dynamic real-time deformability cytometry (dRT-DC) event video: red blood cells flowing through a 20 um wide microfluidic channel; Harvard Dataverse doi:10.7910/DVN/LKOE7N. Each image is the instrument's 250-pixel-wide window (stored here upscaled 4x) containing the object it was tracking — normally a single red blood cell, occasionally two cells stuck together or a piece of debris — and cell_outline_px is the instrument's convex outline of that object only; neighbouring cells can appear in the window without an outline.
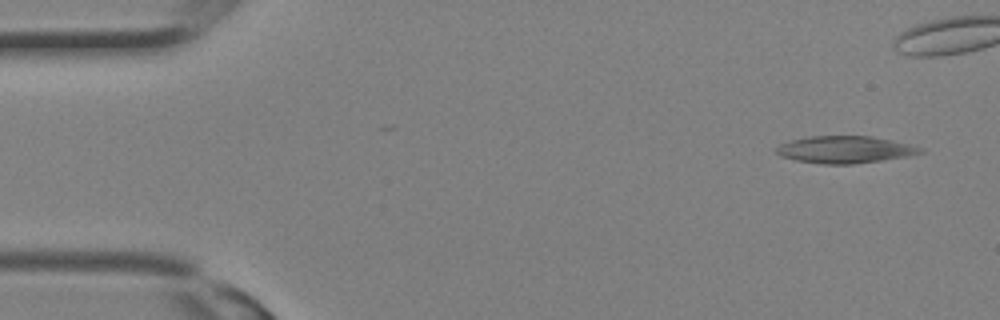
{"species": "Egyptian fruit bat (a non-hibernating species)", "species_latin": "Rousettus aegyptiacus", "temperature_condition": "room temperature", "stored_images_in_passage": 15, "camera_frame_rate_fps": 3000, "um_per_image_px": 0.085, "animal": {"sex": "female"}, "frame": {"image": 1, "passage_image": 1, "time_ms": 0.0, "image_size_px": [1000, 320], "cell_outline_px": [[924, 152], [908, 156], [852, 164], [820, 164], [796, 160], [780, 156], [776, 152], [776, 148], [780, 144], [792, 140], [808, 136], [872, 136], [892, 140], [924, 148]], "centroid_in_image_um": [71.82, 12.71], "position_along_channel_um": 13.2, "area_um2": 22.66}}
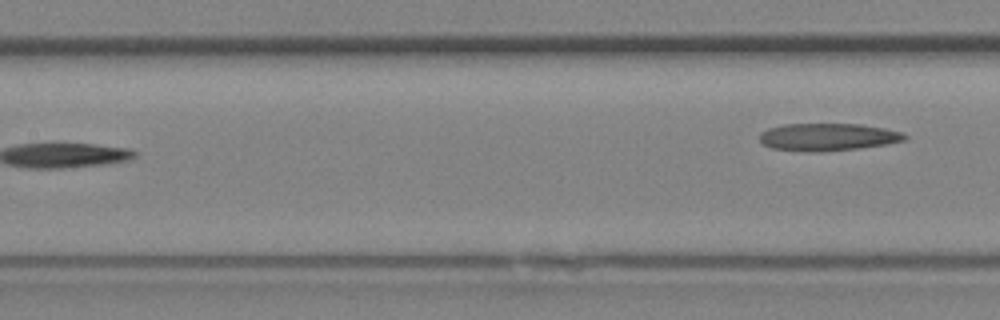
{"frame": {"image": 2, "passage_image": 15, "time_ms": 4.667, "image_size_px": [1000, 320], "cell_outline_px": [[908, 136], [904, 140], [888, 144], [860, 148], [820, 152], [804, 152], [772, 148], [764, 144], [760, 140], [760, 132], [768, 128], [784, 124], [860, 124], [884, 128], [904, 132]], "centroid_in_image_um": [70.38, 11.65], "position_along_channel_um": 137.0, "area_um2": 23.41}}